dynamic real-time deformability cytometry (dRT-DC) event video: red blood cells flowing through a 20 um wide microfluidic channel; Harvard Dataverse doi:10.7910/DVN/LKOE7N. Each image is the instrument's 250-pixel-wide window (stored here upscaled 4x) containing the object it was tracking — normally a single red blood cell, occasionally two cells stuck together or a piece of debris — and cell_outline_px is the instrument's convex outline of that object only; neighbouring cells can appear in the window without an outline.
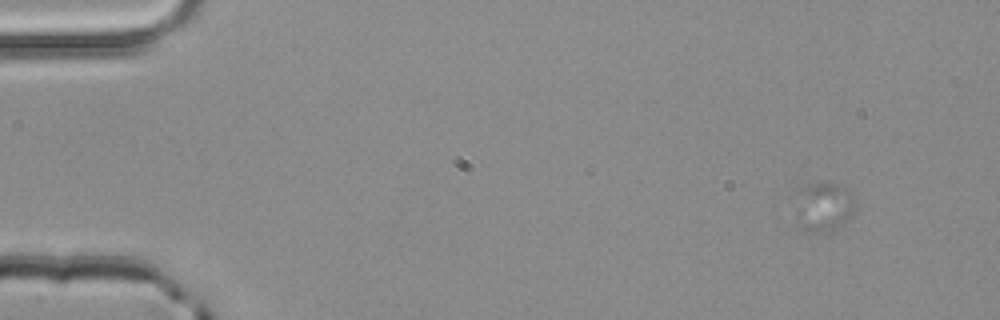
{"species": "common noctule bat (a hibernating species)", "species_latin": "Nyctalus noctula", "temperature_condition": "room temperature", "stored_images_in_passage": 5, "camera_frame_rate_fps": 3000, "um_per_image_px": 0.085, "animal": {"sex": "male", "body_mass_g": 20.4}, "frame": {"image": 1, "passage_image": 2, "time_ms": 0.333, "image_size_px": [1000, 320], "cell_outline_px": [[852, 212], [832, 232], [804, 232], [800, 228], [804, 188], [808, 184], [836, 184], [848, 188], [852, 196]], "centroid_in_image_um": [70.12, 17.62], "position_along_channel_um": 14.9, "area_um2": 15.37}}